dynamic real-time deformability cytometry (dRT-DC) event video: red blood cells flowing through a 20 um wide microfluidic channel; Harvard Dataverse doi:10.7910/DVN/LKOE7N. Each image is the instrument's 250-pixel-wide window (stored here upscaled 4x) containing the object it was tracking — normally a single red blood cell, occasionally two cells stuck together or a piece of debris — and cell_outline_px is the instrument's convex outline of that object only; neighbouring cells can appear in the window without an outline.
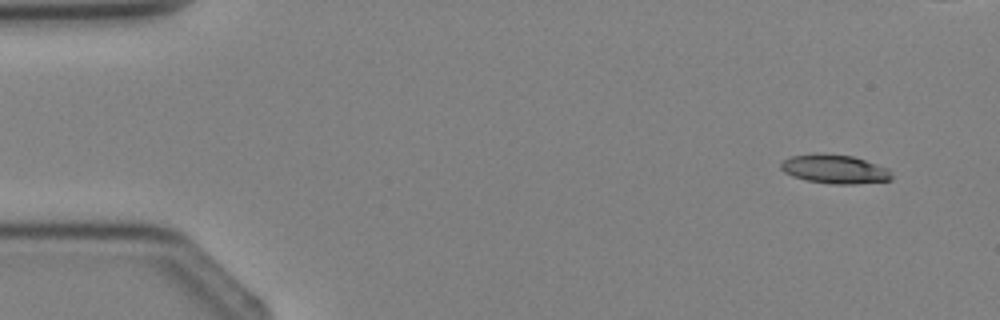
{"species": "Egyptian fruit bat (a non-hibernating species)", "species_latin": "Rousettus aegyptiacus", "temperature_condition": "cold", "stored_images_in_passage": 3, "camera_frame_rate_fps": 3000, "um_per_image_px": 0.085, "animal": {"sex": "female"}, "frame": {"image": 1, "passage_image": 1, "time_ms": 0.0, "image_size_px": [1000, 320], "cell_outline_px": [[892, 180], [856, 184], [832, 184], [808, 180], [792, 176], [784, 172], [780, 168], [780, 164], [784, 160], [792, 156], [852, 156], [888, 168], [892, 176]], "centroid_in_image_um": [71.0, 14.43], "position_along_channel_um": 14.0, "area_um2": 17.8}}